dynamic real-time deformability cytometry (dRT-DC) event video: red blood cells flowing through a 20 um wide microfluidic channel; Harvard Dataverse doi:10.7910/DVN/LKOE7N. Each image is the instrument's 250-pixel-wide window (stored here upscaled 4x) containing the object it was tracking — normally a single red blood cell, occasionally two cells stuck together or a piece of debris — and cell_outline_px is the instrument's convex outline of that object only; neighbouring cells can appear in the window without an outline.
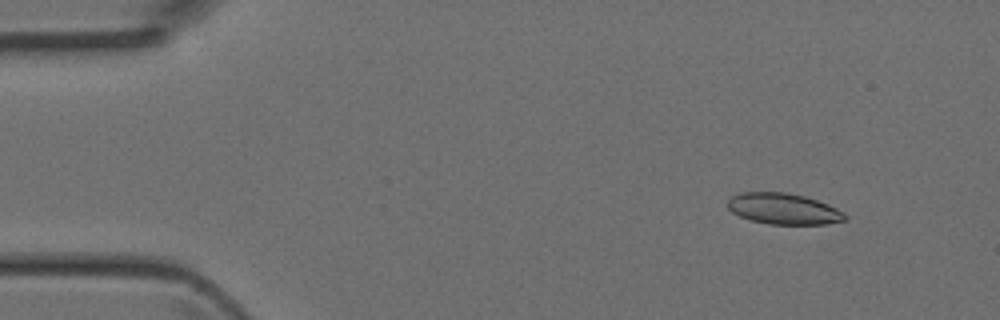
{"species": "Egyptian fruit bat (a non-hibernating species)", "species_latin": "Rousettus aegyptiacus", "temperature_condition": "room temperature", "stored_images_in_passage": 3, "camera_frame_rate_fps": 3000, "um_per_image_px": 0.085, "animal": {"sex": "female"}, "frame": {"image": 1, "passage_image": 1, "time_ms": 0.0, "image_size_px": [1000, 320], "cell_outline_px": [[848, 216], [844, 220], [824, 224], [768, 224], [752, 220], [740, 216], [732, 212], [728, 208], [728, 200], [732, 196], [740, 192], [788, 192], [804, 196], [828, 204], [844, 212]], "centroid_in_image_um": [66.59, 17.74], "position_along_channel_um": 18.4, "area_um2": 21.15}}